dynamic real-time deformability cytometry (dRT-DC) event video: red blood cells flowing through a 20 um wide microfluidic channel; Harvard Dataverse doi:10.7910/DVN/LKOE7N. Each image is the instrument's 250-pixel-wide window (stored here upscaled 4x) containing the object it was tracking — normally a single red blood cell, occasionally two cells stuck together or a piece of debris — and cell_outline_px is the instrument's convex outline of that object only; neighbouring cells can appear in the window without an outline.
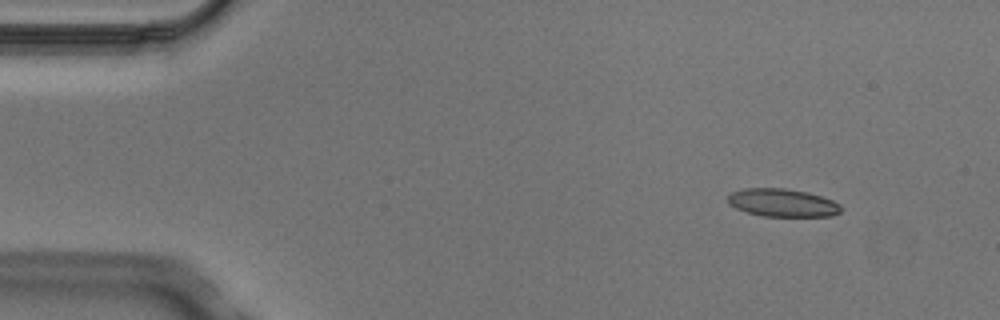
{"species": "Egyptian fruit bat (a non-hibernating species)", "species_latin": "Rousettus aegyptiacus", "temperature_condition": "cold", "stored_images_in_passage": 7, "camera_frame_rate_fps": 3000, "um_per_image_px": 0.085, "animal": {"sex": "male"}, "frame": {"image": 1, "passage_image": 1, "time_ms": 0.0, "image_size_px": [1000, 320], "cell_outline_px": [[840, 212], [832, 216], [764, 216], [748, 212], [736, 208], [728, 204], [728, 196], [732, 192], [744, 188], [784, 188], [808, 192], [832, 200], [840, 204]], "centroid_in_image_um": [66.5, 17.23], "position_along_channel_um": 18.5, "area_um2": 18.32}}
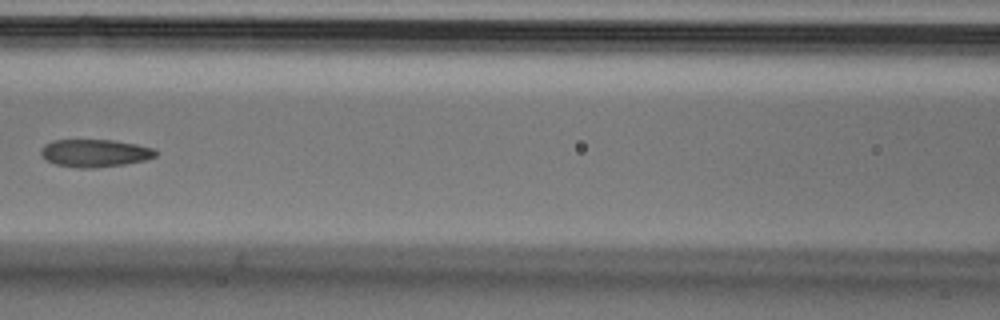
{"frame": {"image": 2, "passage_image": 6, "time_ms": 1.667, "image_size_px": [1000, 320], "cell_outline_px": [[156, 156], [144, 160], [124, 164], [96, 168], [76, 168], [56, 164], [44, 160], [40, 152], [40, 148], [44, 144], [52, 140], [112, 140], [136, 144], [152, 148], [156, 152]], "centroid_in_image_um": [8.0, 13.01], "position_along_channel_um": 158.6, "area_um2": 18.55}}
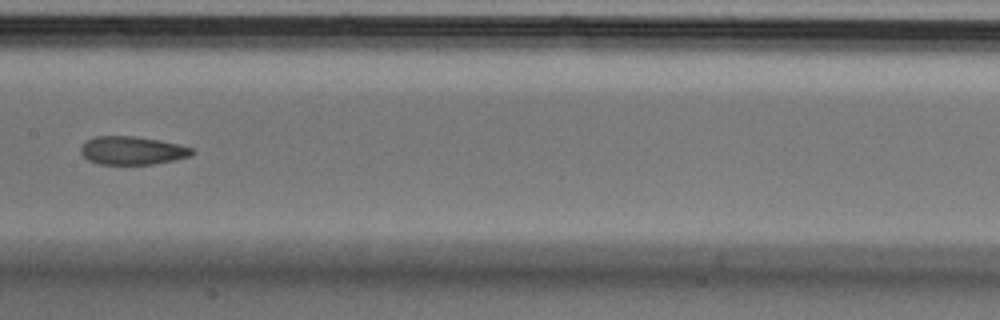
{"frame": {"image": 3, "passage_image": 7, "time_ms": 2.0, "image_size_px": [1000, 320], "cell_outline_px": [[196, 152], [192, 156], [176, 160], [152, 164], [100, 164], [88, 160], [80, 152], [80, 148], [88, 140], [96, 136], [136, 136], [160, 140], [180, 144], [192, 148]], "centroid_in_image_um": [11.3, 12.79], "position_along_channel_um": 196.1, "area_um2": 18.44}}